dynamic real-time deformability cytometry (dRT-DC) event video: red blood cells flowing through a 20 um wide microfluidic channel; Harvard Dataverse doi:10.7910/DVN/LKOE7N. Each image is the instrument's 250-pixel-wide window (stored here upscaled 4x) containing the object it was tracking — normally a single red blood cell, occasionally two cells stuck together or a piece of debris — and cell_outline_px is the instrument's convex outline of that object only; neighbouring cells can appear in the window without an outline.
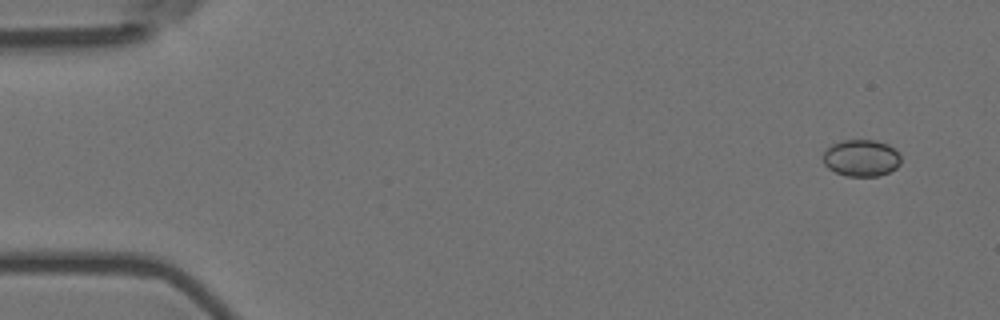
{"species": "Egyptian fruit bat (a non-hibernating species)", "species_latin": "Rousettus aegyptiacus", "temperature_condition": "room temperature", "stored_images_in_passage": 6, "camera_frame_rate_fps": 3000, "um_per_image_px": 0.085, "animal": {"sex": "female"}, "frame": {"image": 1, "passage_image": 1, "time_ms": 0.0, "image_size_px": [1000, 320], "cell_outline_px": [[900, 164], [896, 168], [880, 176], [848, 176], [836, 172], [828, 168], [824, 164], [824, 152], [832, 144], [844, 140], [876, 140], [888, 144], [896, 148], [900, 152]], "centroid_in_image_um": [73.25, 13.42], "position_along_channel_um": 11.7, "area_um2": 16.76}}
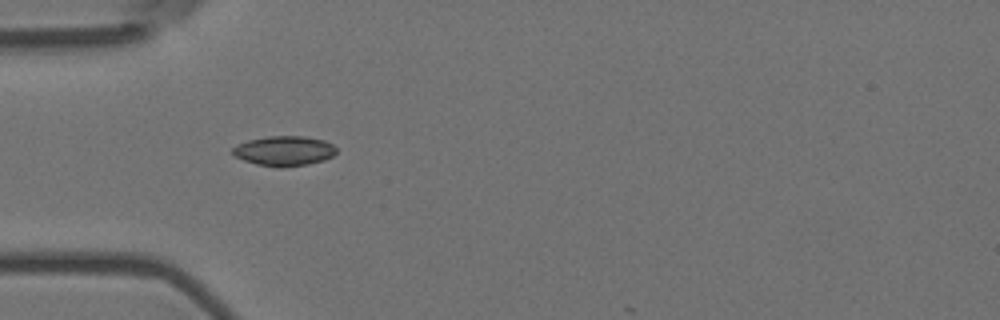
{"frame": {"image": 2, "passage_image": 5, "time_ms": 1.333, "image_size_px": [1000, 320], "cell_outline_px": [[336, 152], [332, 156], [324, 160], [308, 164], [280, 168], [276, 168], [256, 164], [244, 160], [236, 156], [232, 152], [232, 148], [236, 144], [248, 140], [268, 136], [304, 136], [324, 140], [332, 144], [336, 148]], "centroid_in_image_um": [24.15, 12.83], "position_along_channel_um": 60.9, "area_um2": 18.15}}
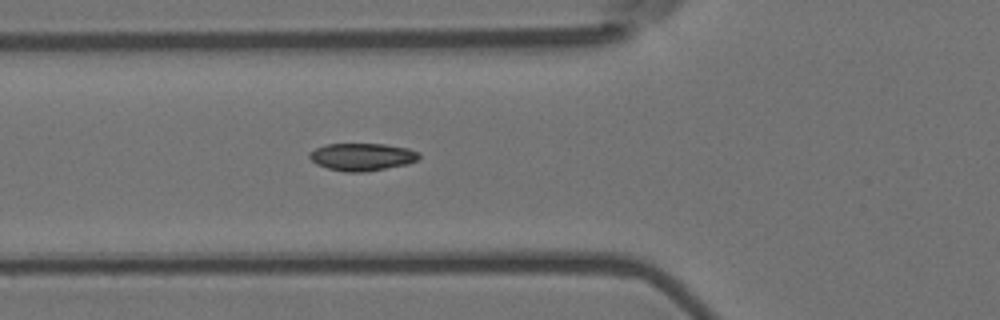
{"frame": {"image": 3, "passage_image": 6, "time_ms": 1.667, "image_size_px": [1000, 320], "cell_outline_px": [[420, 156], [416, 160], [408, 164], [364, 172], [344, 172], [328, 168], [316, 164], [308, 156], [308, 152], [316, 148], [328, 144], [384, 144], [408, 148], [420, 152]], "centroid_in_image_um": [30.77, 13.33], "position_along_channel_um": 95.0, "area_um2": 17.57}}